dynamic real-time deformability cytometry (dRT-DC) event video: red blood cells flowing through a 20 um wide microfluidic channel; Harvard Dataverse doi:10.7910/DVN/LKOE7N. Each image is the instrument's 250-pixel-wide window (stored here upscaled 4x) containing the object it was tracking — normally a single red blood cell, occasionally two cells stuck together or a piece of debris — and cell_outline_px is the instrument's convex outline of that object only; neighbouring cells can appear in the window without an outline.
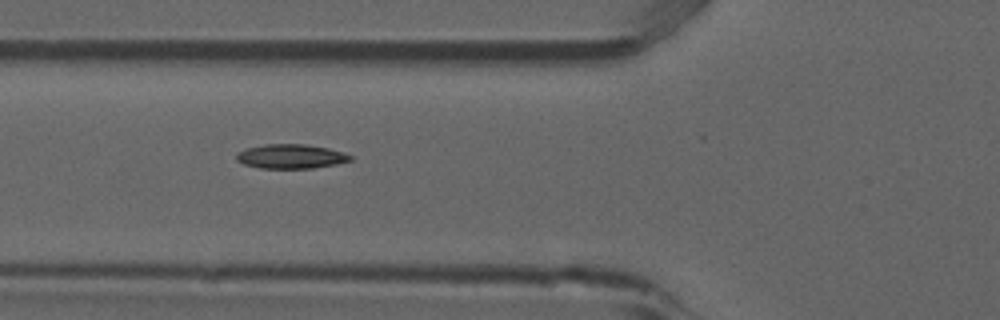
{"species": "common noctule bat (a hibernating species)", "species_latin": "Nyctalus noctula", "temperature_condition": "room temperature", "stored_images_in_passage": 6, "camera_frame_rate_fps": 3000, "um_per_image_px": 0.085, "animal": {"sex": "male", "forearm_length_mm": 52.5}, "frame": {"image": 1, "passage_image": 5, "time_ms": 1.333, "image_size_px": [1000, 320], "cell_outline_px": [[352, 160], [336, 164], [312, 168], [260, 168], [244, 164], [236, 160], [236, 152], [248, 148], [264, 144], [304, 144], [328, 148], [344, 152], [352, 156]], "centroid_in_image_um": [24.72, 13.29], "position_along_channel_um": 101.1, "area_um2": 16.13}}
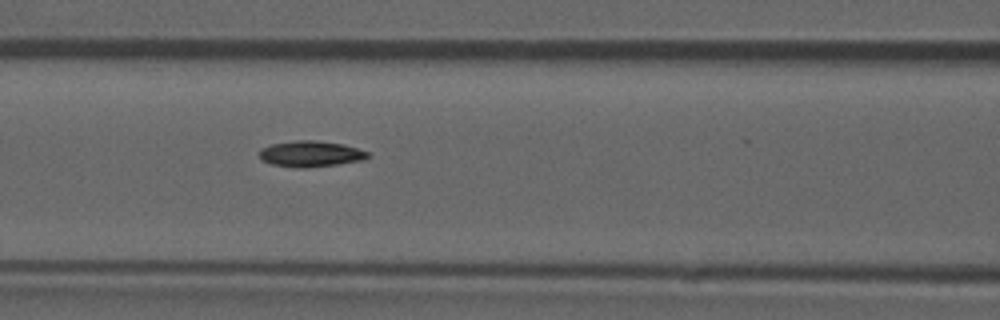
{"frame": {"image": 2, "passage_image": 6, "time_ms": 1.667, "image_size_px": [1000, 320], "cell_outline_px": [[368, 156], [360, 160], [336, 164], [304, 168], [296, 168], [272, 164], [260, 160], [260, 148], [272, 144], [296, 140], [316, 140], [344, 144], [368, 152]], "centroid_in_image_um": [26.34, 13.07], "position_along_channel_um": 140.3, "area_um2": 16.24}}